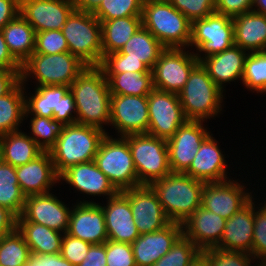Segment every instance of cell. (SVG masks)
<instances>
[{
	"instance_id": "cell-1",
	"label": "cell",
	"mask_w": 266,
	"mask_h": 266,
	"mask_svg": "<svg viewBox=\"0 0 266 266\" xmlns=\"http://www.w3.org/2000/svg\"><path fill=\"white\" fill-rule=\"evenodd\" d=\"M76 123L103 129L110 122L111 93L104 71L99 66H87L72 82Z\"/></svg>"
},
{
	"instance_id": "cell-2",
	"label": "cell",
	"mask_w": 266,
	"mask_h": 266,
	"mask_svg": "<svg viewBox=\"0 0 266 266\" xmlns=\"http://www.w3.org/2000/svg\"><path fill=\"white\" fill-rule=\"evenodd\" d=\"M205 183L181 172H171L150 184L171 222L183 224L202 206Z\"/></svg>"
},
{
	"instance_id": "cell-3",
	"label": "cell",
	"mask_w": 266,
	"mask_h": 266,
	"mask_svg": "<svg viewBox=\"0 0 266 266\" xmlns=\"http://www.w3.org/2000/svg\"><path fill=\"white\" fill-rule=\"evenodd\" d=\"M105 130L74 123L65 125L55 146L49 151L55 171L60 175L67 168L93 161Z\"/></svg>"
},
{
	"instance_id": "cell-4",
	"label": "cell",
	"mask_w": 266,
	"mask_h": 266,
	"mask_svg": "<svg viewBox=\"0 0 266 266\" xmlns=\"http://www.w3.org/2000/svg\"><path fill=\"white\" fill-rule=\"evenodd\" d=\"M142 26L165 48L189 46L192 22L168 0L143 3Z\"/></svg>"
},
{
	"instance_id": "cell-5",
	"label": "cell",
	"mask_w": 266,
	"mask_h": 266,
	"mask_svg": "<svg viewBox=\"0 0 266 266\" xmlns=\"http://www.w3.org/2000/svg\"><path fill=\"white\" fill-rule=\"evenodd\" d=\"M221 90L199 62L190 72L184 87L178 93L187 120L204 121L221 111ZM220 110V111H219Z\"/></svg>"
},
{
	"instance_id": "cell-6",
	"label": "cell",
	"mask_w": 266,
	"mask_h": 266,
	"mask_svg": "<svg viewBox=\"0 0 266 266\" xmlns=\"http://www.w3.org/2000/svg\"><path fill=\"white\" fill-rule=\"evenodd\" d=\"M61 31L72 55L87 66H100L103 60L101 22L92 12L75 9Z\"/></svg>"
},
{
	"instance_id": "cell-7",
	"label": "cell",
	"mask_w": 266,
	"mask_h": 266,
	"mask_svg": "<svg viewBox=\"0 0 266 266\" xmlns=\"http://www.w3.org/2000/svg\"><path fill=\"white\" fill-rule=\"evenodd\" d=\"M87 65L70 52L57 54L33 53L23 64L21 81L31 74L38 86H68L86 69ZM28 76V77H27Z\"/></svg>"
},
{
	"instance_id": "cell-8",
	"label": "cell",
	"mask_w": 266,
	"mask_h": 266,
	"mask_svg": "<svg viewBox=\"0 0 266 266\" xmlns=\"http://www.w3.org/2000/svg\"><path fill=\"white\" fill-rule=\"evenodd\" d=\"M130 147L138 182L150 185L155 180L169 175L167 140L148 133L123 136Z\"/></svg>"
},
{
	"instance_id": "cell-9",
	"label": "cell",
	"mask_w": 266,
	"mask_h": 266,
	"mask_svg": "<svg viewBox=\"0 0 266 266\" xmlns=\"http://www.w3.org/2000/svg\"><path fill=\"white\" fill-rule=\"evenodd\" d=\"M106 134L100 142L94 161L118 191L140 186L127 140Z\"/></svg>"
},
{
	"instance_id": "cell-10",
	"label": "cell",
	"mask_w": 266,
	"mask_h": 266,
	"mask_svg": "<svg viewBox=\"0 0 266 266\" xmlns=\"http://www.w3.org/2000/svg\"><path fill=\"white\" fill-rule=\"evenodd\" d=\"M198 63L194 53H186L182 48H165L151 70L154 89L178 94Z\"/></svg>"
},
{
	"instance_id": "cell-11",
	"label": "cell",
	"mask_w": 266,
	"mask_h": 266,
	"mask_svg": "<svg viewBox=\"0 0 266 266\" xmlns=\"http://www.w3.org/2000/svg\"><path fill=\"white\" fill-rule=\"evenodd\" d=\"M149 127L147 133L170 139L187 119L178 94L153 89L147 96Z\"/></svg>"
},
{
	"instance_id": "cell-12",
	"label": "cell",
	"mask_w": 266,
	"mask_h": 266,
	"mask_svg": "<svg viewBox=\"0 0 266 266\" xmlns=\"http://www.w3.org/2000/svg\"><path fill=\"white\" fill-rule=\"evenodd\" d=\"M189 45L206 53L205 57L230 48L234 45L233 19L215 12L205 18L193 21Z\"/></svg>"
},
{
	"instance_id": "cell-13",
	"label": "cell",
	"mask_w": 266,
	"mask_h": 266,
	"mask_svg": "<svg viewBox=\"0 0 266 266\" xmlns=\"http://www.w3.org/2000/svg\"><path fill=\"white\" fill-rule=\"evenodd\" d=\"M110 123L121 136L147 133L149 112L147 96L111 94Z\"/></svg>"
},
{
	"instance_id": "cell-14",
	"label": "cell",
	"mask_w": 266,
	"mask_h": 266,
	"mask_svg": "<svg viewBox=\"0 0 266 266\" xmlns=\"http://www.w3.org/2000/svg\"><path fill=\"white\" fill-rule=\"evenodd\" d=\"M124 192L128 195L133 219L140 235L161 230L171 223L150 185H140Z\"/></svg>"
},
{
	"instance_id": "cell-15",
	"label": "cell",
	"mask_w": 266,
	"mask_h": 266,
	"mask_svg": "<svg viewBox=\"0 0 266 266\" xmlns=\"http://www.w3.org/2000/svg\"><path fill=\"white\" fill-rule=\"evenodd\" d=\"M75 9L73 0H20L19 14L38 33L61 30Z\"/></svg>"
},
{
	"instance_id": "cell-16",
	"label": "cell",
	"mask_w": 266,
	"mask_h": 266,
	"mask_svg": "<svg viewBox=\"0 0 266 266\" xmlns=\"http://www.w3.org/2000/svg\"><path fill=\"white\" fill-rule=\"evenodd\" d=\"M210 134L202 121L187 120L167 140L169 165L172 172L184 173L198 152L203 140Z\"/></svg>"
},
{
	"instance_id": "cell-17",
	"label": "cell",
	"mask_w": 266,
	"mask_h": 266,
	"mask_svg": "<svg viewBox=\"0 0 266 266\" xmlns=\"http://www.w3.org/2000/svg\"><path fill=\"white\" fill-rule=\"evenodd\" d=\"M71 211L52 193L27 196L23 213L17 221H29L44 225L65 234L68 230Z\"/></svg>"
},
{
	"instance_id": "cell-18",
	"label": "cell",
	"mask_w": 266,
	"mask_h": 266,
	"mask_svg": "<svg viewBox=\"0 0 266 266\" xmlns=\"http://www.w3.org/2000/svg\"><path fill=\"white\" fill-rule=\"evenodd\" d=\"M243 190L244 186L231 180L205 183L202 207L228 220L253 198Z\"/></svg>"
},
{
	"instance_id": "cell-19",
	"label": "cell",
	"mask_w": 266,
	"mask_h": 266,
	"mask_svg": "<svg viewBox=\"0 0 266 266\" xmlns=\"http://www.w3.org/2000/svg\"><path fill=\"white\" fill-rule=\"evenodd\" d=\"M71 210L67 234L91 244H103L108 240L105 215L101 205L83 201Z\"/></svg>"
},
{
	"instance_id": "cell-20",
	"label": "cell",
	"mask_w": 266,
	"mask_h": 266,
	"mask_svg": "<svg viewBox=\"0 0 266 266\" xmlns=\"http://www.w3.org/2000/svg\"><path fill=\"white\" fill-rule=\"evenodd\" d=\"M182 224L171 222L165 228L139 235L131 244L137 266H152L182 235Z\"/></svg>"
},
{
	"instance_id": "cell-21",
	"label": "cell",
	"mask_w": 266,
	"mask_h": 266,
	"mask_svg": "<svg viewBox=\"0 0 266 266\" xmlns=\"http://www.w3.org/2000/svg\"><path fill=\"white\" fill-rule=\"evenodd\" d=\"M108 205L101 206L105 215L108 240L132 244L140 235L128 201V195L119 191L108 199Z\"/></svg>"
},
{
	"instance_id": "cell-22",
	"label": "cell",
	"mask_w": 266,
	"mask_h": 266,
	"mask_svg": "<svg viewBox=\"0 0 266 266\" xmlns=\"http://www.w3.org/2000/svg\"><path fill=\"white\" fill-rule=\"evenodd\" d=\"M225 223L226 219L200 206L183 222L182 234L201 251L217 248L221 242Z\"/></svg>"
},
{
	"instance_id": "cell-23",
	"label": "cell",
	"mask_w": 266,
	"mask_h": 266,
	"mask_svg": "<svg viewBox=\"0 0 266 266\" xmlns=\"http://www.w3.org/2000/svg\"><path fill=\"white\" fill-rule=\"evenodd\" d=\"M16 175L26 197L49 193L51 186L60 180L50 152H43L34 160L16 167Z\"/></svg>"
},
{
	"instance_id": "cell-24",
	"label": "cell",
	"mask_w": 266,
	"mask_h": 266,
	"mask_svg": "<svg viewBox=\"0 0 266 266\" xmlns=\"http://www.w3.org/2000/svg\"><path fill=\"white\" fill-rule=\"evenodd\" d=\"M252 199L226 220L218 249L246 252L252 255L255 206Z\"/></svg>"
},
{
	"instance_id": "cell-25",
	"label": "cell",
	"mask_w": 266,
	"mask_h": 266,
	"mask_svg": "<svg viewBox=\"0 0 266 266\" xmlns=\"http://www.w3.org/2000/svg\"><path fill=\"white\" fill-rule=\"evenodd\" d=\"M197 60L207 70L209 77L213 82L223 90V84L229 81L242 79L245 60L247 57L246 50L237 45H232L230 48L221 53L201 57L196 53Z\"/></svg>"
},
{
	"instance_id": "cell-26",
	"label": "cell",
	"mask_w": 266,
	"mask_h": 266,
	"mask_svg": "<svg viewBox=\"0 0 266 266\" xmlns=\"http://www.w3.org/2000/svg\"><path fill=\"white\" fill-rule=\"evenodd\" d=\"M215 140L210 134L203 140L185 174L204 183L226 181L227 164Z\"/></svg>"
},
{
	"instance_id": "cell-27",
	"label": "cell",
	"mask_w": 266,
	"mask_h": 266,
	"mask_svg": "<svg viewBox=\"0 0 266 266\" xmlns=\"http://www.w3.org/2000/svg\"><path fill=\"white\" fill-rule=\"evenodd\" d=\"M61 178L80 192L89 195L102 194L110 198L119 192L94 160L67 168L59 175V179Z\"/></svg>"
},
{
	"instance_id": "cell-28",
	"label": "cell",
	"mask_w": 266,
	"mask_h": 266,
	"mask_svg": "<svg viewBox=\"0 0 266 266\" xmlns=\"http://www.w3.org/2000/svg\"><path fill=\"white\" fill-rule=\"evenodd\" d=\"M232 19L234 45L251 52L266 51V15L250 11Z\"/></svg>"
},
{
	"instance_id": "cell-29",
	"label": "cell",
	"mask_w": 266,
	"mask_h": 266,
	"mask_svg": "<svg viewBox=\"0 0 266 266\" xmlns=\"http://www.w3.org/2000/svg\"><path fill=\"white\" fill-rule=\"evenodd\" d=\"M9 52L22 65L35 51L36 32L18 14L2 29Z\"/></svg>"
},
{
	"instance_id": "cell-30",
	"label": "cell",
	"mask_w": 266,
	"mask_h": 266,
	"mask_svg": "<svg viewBox=\"0 0 266 266\" xmlns=\"http://www.w3.org/2000/svg\"><path fill=\"white\" fill-rule=\"evenodd\" d=\"M44 151L36 144L31 136L15 131L2 135L0 143V160L13 167L24 165Z\"/></svg>"
},
{
	"instance_id": "cell-31",
	"label": "cell",
	"mask_w": 266,
	"mask_h": 266,
	"mask_svg": "<svg viewBox=\"0 0 266 266\" xmlns=\"http://www.w3.org/2000/svg\"><path fill=\"white\" fill-rule=\"evenodd\" d=\"M101 22L102 56L118 52L142 27V16L115 18Z\"/></svg>"
},
{
	"instance_id": "cell-32",
	"label": "cell",
	"mask_w": 266,
	"mask_h": 266,
	"mask_svg": "<svg viewBox=\"0 0 266 266\" xmlns=\"http://www.w3.org/2000/svg\"><path fill=\"white\" fill-rule=\"evenodd\" d=\"M16 228L23 235L31 253H61V232L29 221H17Z\"/></svg>"
},
{
	"instance_id": "cell-33",
	"label": "cell",
	"mask_w": 266,
	"mask_h": 266,
	"mask_svg": "<svg viewBox=\"0 0 266 266\" xmlns=\"http://www.w3.org/2000/svg\"><path fill=\"white\" fill-rule=\"evenodd\" d=\"M164 49L165 47L142 26L118 52L126 54V59L141 60L152 70Z\"/></svg>"
},
{
	"instance_id": "cell-34",
	"label": "cell",
	"mask_w": 266,
	"mask_h": 266,
	"mask_svg": "<svg viewBox=\"0 0 266 266\" xmlns=\"http://www.w3.org/2000/svg\"><path fill=\"white\" fill-rule=\"evenodd\" d=\"M105 77L110 93L115 95L148 96L154 89L152 71L105 73Z\"/></svg>"
},
{
	"instance_id": "cell-35",
	"label": "cell",
	"mask_w": 266,
	"mask_h": 266,
	"mask_svg": "<svg viewBox=\"0 0 266 266\" xmlns=\"http://www.w3.org/2000/svg\"><path fill=\"white\" fill-rule=\"evenodd\" d=\"M23 82L20 81L10 92L0 97V133L18 131L25 118V96Z\"/></svg>"
},
{
	"instance_id": "cell-36",
	"label": "cell",
	"mask_w": 266,
	"mask_h": 266,
	"mask_svg": "<svg viewBox=\"0 0 266 266\" xmlns=\"http://www.w3.org/2000/svg\"><path fill=\"white\" fill-rule=\"evenodd\" d=\"M25 199L18 183L16 167L0 160V206L19 217L23 213Z\"/></svg>"
},
{
	"instance_id": "cell-37",
	"label": "cell",
	"mask_w": 266,
	"mask_h": 266,
	"mask_svg": "<svg viewBox=\"0 0 266 266\" xmlns=\"http://www.w3.org/2000/svg\"><path fill=\"white\" fill-rule=\"evenodd\" d=\"M70 90L68 86H38L35 95L25 99V116L53 118V112H59L61 98Z\"/></svg>"
},
{
	"instance_id": "cell-38",
	"label": "cell",
	"mask_w": 266,
	"mask_h": 266,
	"mask_svg": "<svg viewBox=\"0 0 266 266\" xmlns=\"http://www.w3.org/2000/svg\"><path fill=\"white\" fill-rule=\"evenodd\" d=\"M30 254L31 251L17 228L0 237V266H24Z\"/></svg>"
},
{
	"instance_id": "cell-39",
	"label": "cell",
	"mask_w": 266,
	"mask_h": 266,
	"mask_svg": "<svg viewBox=\"0 0 266 266\" xmlns=\"http://www.w3.org/2000/svg\"><path fill=\"white\" fill-rule=\"evenodd\" d=\"M30 123L31 133L33 135L31 138L44 152H49L55 146L65 126L62 122L54 120L53 118L36 115H33Z\"/></svg>"
},
{
	"instance_id": "cell-40",
	"label": "cell",
	"mask_w": 266,
	"mask_h": 266,
	"mask_svg": "<svg viewBox=\"0 0 266 266\" xmlns=\"http://www.w3.org/2000/svg\"><path fill=\"white\" fill-rule=\"evenodd\" d=\"M242 81L250 90L266 92V51H248Z\"/></svg>"
},
{
	"instance_id": "cell-41",
	"label": "cell",
	"mask_w": 266,
	"mask_h": 266,
	"mask_svg": "<svg viewBox=\"0 0 266 266\" xmlns=\"http://www.w3.org/2000/svg\"><path fill=\"white\" fill-rule=\"evenodd\" d=\"M142 0H102L92 12L99 21L115 18L142 16Z\"/></svg>"
},
{
	"instance_id": "cell-42",
	"label": "cell",
	"mask_w": 266,
	"mask_h": 266,
	"mask_svg": "<svg viewBox=\"0 0 266 266\" xmlns=\"http://www.w3.org/2000/svg\"><path fill=\"white\" fill-rule=\"evenodd\" d=\"M201 250L183 234L171 249L152 266H188Z\"/></svg>"
},
{
	"instance_id": "cell-43",
	"label": "cell",
	"mask_w": 266,
	"mask_h": 266,
	"mask_svg": "<svg viewBox=\"0 0 266 266\" xmlns=\"http://www.w3.org/2000/svg\"><path fill=\"white\" fill-rule=\"evenodd\" d=\"M104 73H123V72H150L151 70L137 59H126V54L114 52L106 55L100 66Z\"/></svg>"
},
{
	"instance_id": "cell-44",
	"label": "cell",
	"mask_w": 266,
	"mask_h": 266,
	"mask_svg": "<svg viewBox=\"0 0 266 266\" xmlns=\"http://www.w3.org/2000/svg\"><path fill=\"white\" fill-rule=\"evenodd\" d=\"M206 257L209 266H251L253 256L246 252L225 251L211 248L201 251ZM251 257V258H250Z\"/></svg>"
},
{
	"instance_id": "cell-45",
	"label": "cell",
	"mask_w": 266,
	"mask_h": 266,
	"mask_svg": "<svg viewBox=\"0 0 266 266\" xmlns=\"http://www.w3.org/2000/svg\"><path fill=\"white\" fill-rule=\"evenodd\" d=\"M64 52H69V48L61 30H48L36 33L34 53L57 54Z\"/></svg>"
},
{
	"instance_id": "cell-46",
	"label": "cell",
	"mask_w": 266,
	"mask_h": 266,
	"mask_svg": "<svg viewBox=\"0 0 266 266\" xmlns=\"http://www.w3.org/2000/svg\"><path fill=\"white\" fill-rule=\"evenodd\" d=\"M191 22L216 12L215 0H168Z\"/></svg>"
},
{
	"instance_id": "cell-47",
	"label": "cell",
	"mask_w": 266,
	"mask_h": 266,
	"mask_svg": "<svg viewBox=\"0 0 266 266\" xmlns=\"http://www.w3.org/2000/svg\"><path fill=\"white\" fill-rule=\"evenodd\" d=\"M252 256L266 263V204L254 212Z\"/></svg>"
},
{
	"instance_id": "cell-48",
	"label": "cell",
	"mask_w": 266,
	"mask_h": 266,
	"mask_svg": "<svg viewBox=\"0 0 266 266\" xmlns=\"http://www.w3.org/2000/svg\"><path fill=\"white\" fill-rule=\"evenodd\" d=\"M107 266H137L129 243L106 241Z\"/></svg>"
},
{
	"instance_id": "cell-49",
	"label": "cell",
	"mask_w": 266,
	"mask_h": 266,
	"mask_svg": "<svg viewBox=\"0 0 266 266\" xmlns=\"http://www.w3.org/2000/svg\"><path fill=\"white\" fill-rule=\"evenodd\" d=\"M91 245L89 242L65 233L62 239L61 255L73 266H78L88 254Z\"/></svg>"
},
{
	"instance_id": "cell-50",
	"label": "cell",
	"mask_w": 266,
	"mask_h": 266,
	"mask_svg": "<svg viewBox=\"0 0 266 266\" xmlns=\"http://www.w3.org/2000/svg\"><path fill=\"white\" fill-rule=\"evenodd\" d=\"M254 0H215L216 13L236 17L252 11Z\"/></svg>"
},
{
	"instance_id": "cell-51",
	"label": "cell",
	"mask_w": 266,
	"mask_h": 266,
	"mask_svg": "<svg viewBox=\"0 0 266 266\" xmlns=\"http://www.w3.org/2000/svg\"><path fill=\"white\" fill-rule=\"evenodd\" d=\"M72 112H76L74 95L69 90L65 96L61 98L59 112H53V119L62 122L64 125L76 123V117L72 116Z\"/></svg>"
},
{
	"instance_id": "cell-52",
	"label": "cell",
	"mask_w": 266,
	"mask_h": 266,
	"mask_svg": "<svg viewBox=\"0 0 266 266\" xmlns=\"http://www.w3.org/2000/svg\"><path fill=\"white\" fill-rule=\"evenodd\" d=\"M78 266H107L106 242L103 244H92L88 254Z\"/></svg>"
},
{
	"instance_id": "cell-53",
	"label": "cell",
	"mask_w": 266,
	"mask_h": 266,
	"mask_svg": "<svg viewBox=\"0 0 266 266\" xmlns=\"http://www.w3.org/2000/svg\"><path fill=\"white\" fill-rule=\"evenodd\" d=\"M22 69H0V97L10 92L21 81Z\"/></svg>"
},
{
	"instance_id": "cell-54",
	"label": "cell",
	"mask_w": 266,
	"mask_h": 266,
	"mask_svg": "<svg viewBox=\"0 0 266 266\" xmlns=\"http://www.w3.org/2000/svg\"><path fill=\"white\" fill-rule=\"evenodd\" d=\"M20 10V0H0V29L13 20Z\"/></svg>"
},
{
	"instance_id": "cell-55",
	"label": "cell",
	"mask_w": 266,
	"mask_h": 266,
	"mask_svg": "<svg viewBox=\"0 0 266 266\" xmlns=\"http://www.w3.org/2000/svg\"><path fill=\"white\" fill-rule=\"evenodd\" d=\"M0 69H22V65L9 52L0 29Z\"/></svg>"
},
{
	"instance_id": "cell-56",
	"label": "cell",
	"mask_w": 266,
	"mask_h": 266,
	"mask_svg": "<svg viewBox=\"0 0 266 266\" xmlns=\"http://www.w3.org/2000/svg\"><path fill=\"white\" fill-rule=\"evenodd\" d=\"M17 227V217L0 206V237L12 233Z\"/></svg>"
},
{
	"instance_id": "cell-57",
	"label": "cell",
	"mask_w": 266,
	"mask_h": 266,
	"mask_svg": "<svg viewBox=\"0 0 266 266\" xmlns=\"http://www.w3.org/2000/svg\"><path fill=\"white\" fill-rule=\"evenodd\" d=\"M39 266H73L61 253L39 254Z\"/></svg>"
},
{
	"instance_id": "cell-58",
	"label": "cell",
	"mask_w": 266,
	"mask_h": 266,
	"mask_svg": "<svg viewBox=\"0 0 266 266\" xmlns=\"http://www.w3.org/2000/svg\"><path fill=\"white\" fill-rule=\"evenodd\" d=\"M102 0H73L75 8L81 11L93 12Z\"/></svg>"
},
{
	"instance_id": "cell-59",
	"label": "cell",
	"mask_w": 266,
	"mask_h": 266,
	"mask_svg": "<svg viewBox=\"0 0 266 266\" xmlns=\"http://www.w3.org/2000/svg\"><path fill=\"white\" fill-rule=\"evenodd\" d=\"M188 266H209L207 257L200 251Z\"/></svg>"
},
{
	"instance_id": "cell-60",
	"label": "cell",
	"mask_w": 266,
	"mask_h": 266,
	"mask_svg": "<svg viewBox=\"0 0 266 266\" xmlns=\"http://www.w3.org/2000/svg\"><path fill=\"white\" fill-rule=\"evenodd\" d=\"M253 6L258 7V8L257 10L256 8L252 9V11L266 15V0H254Z\"/></svg>"
},
{
	"instance_id": "cell-61",
	"label": "cell",
	"mask_w": 266,
	"mask_h": 266,
	"mask_svg": "<svg viewBox=\"0 0 266 266\" xmlns=\"http://www.w3.org/2000/svg\"><path fill=\"white\" fill-rule=\"evenodd\" d=\"M24 266H39V254L31 253L27 263Z\"/></svg>"
},
{
	"instance_id": "cell-62",
	"label": "cell",
	"mask_w": 266,
	"mask_h": 266,
	"mask_svg": "<svg viewBox=\"0 0 266 266\" xmlns=\"http://www.w3.org/2000/svg\"><path fill=\"white\" fill-rule=\"evenodd\" d=\"M143 1V3H145V2H148V1H159V0H142Z\"/></svg>"
},
{
	"instance_id": "cell-63",
	"label": "cell",
	"mask_w": 266,
	"mask_h": 266,
	"mask_svg": "<svg viewBox=\"0 0 266 266\" xmlns=\"http://www.w3.org/2000/svg\"><path fill=\"white\" fill-rule=\"evenodd\" d=\"M258 266H266V263H260V265L258 264Z\"/></svg>"
},
{
	"instance_id": "cell-64",
	"label": "cell",
	"mask_w": 266,
	"mask_h": 266,
	"mask_svg": "<svg viewBox=\"0 0 266 266\" xmlns=\"http://www.w3.org/2000/svg\"><path fill=\"white\" fill-rule=\"evenodd\" d=\"M2 135H3V134L0 133V143H1Z\"/></svg>"
}]
</instances>
